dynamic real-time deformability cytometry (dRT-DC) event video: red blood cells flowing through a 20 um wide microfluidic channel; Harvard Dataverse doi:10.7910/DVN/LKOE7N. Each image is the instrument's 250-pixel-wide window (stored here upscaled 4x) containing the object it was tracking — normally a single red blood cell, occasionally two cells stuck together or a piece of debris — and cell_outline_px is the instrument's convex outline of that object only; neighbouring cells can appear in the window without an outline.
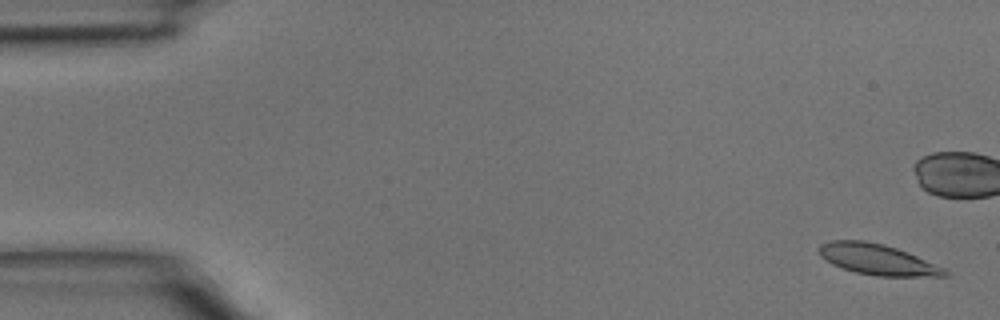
{"species": "common noctule bat (a hibernating species)", "species_latin": "Nyctalus noctula", "temperature_condition": "room temperature", "stored_images_in_passage": 7, "camera_frame_rate_fps": 3000, "um_per_image_px": 0.085, "animal": {"sex": "male", "body_mass_g": 15.6}, "frame": {"image": 1, "passage_image": 1, "time_ms": 0.0, "image_size_px": [1000, 320], "cell_outline_px": [[952, 272], [948, 276], [876, 276], [856, 272], [832, 264], [820, 256], [820, 244], [832, 240], [864, 240], [884, 244], [908, 252], [948, 268]], "centroid_in_image_um": [74.68, 22.06], "position_along_channel_um": 10.3, "area_um2": 22.72}}
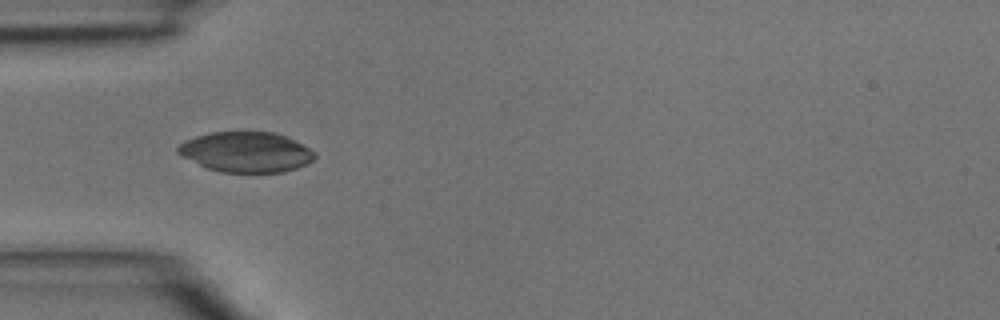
{"frame": {"image": 2, "passage_image": 5, "time_ms": 1.333, "image_size_px": [1000, 320], "cell_outline_px": [[316, 156], [308, 164], [284, 172], [220, 172], [208, 168], [176, 152], [176, 148], [184, 140], [196, 136], [212, 132], [244, 128], [276, 132], [288, 136], [316, 152]], "centroid_in_image_um": [20.95, 12.86], "position_along_channel_um": 64.0, "area_um2": 33.0}}
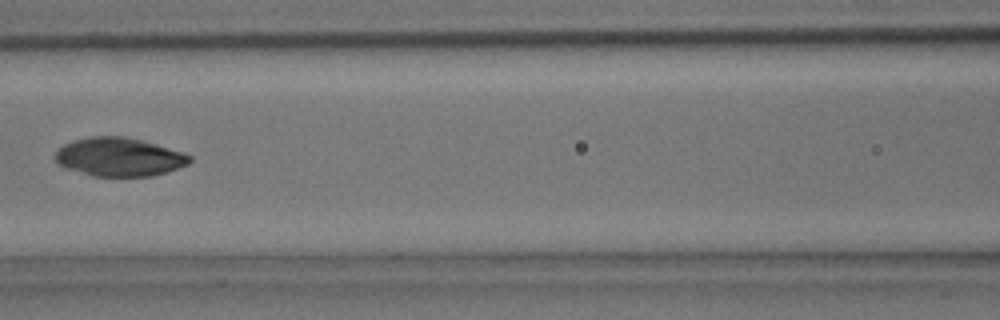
{"frame": {"image": 3, "passage_image": 7, "time_ms": 2.0, "image_size_px": [1000, 320], "cell_outline_px": [[192, 160], [188, 164], [152, 176], [92, 176], [64, 168], [56, 164], [56, 152], [64, 144], [72, 140], [92, 136], [124, 136], [144, 140], [184, 152], [192, 156]], "centroid_in_image_um": [10.12, 13.33], "position_along_channel_um": 156.5, "area_um2": 30.4}}